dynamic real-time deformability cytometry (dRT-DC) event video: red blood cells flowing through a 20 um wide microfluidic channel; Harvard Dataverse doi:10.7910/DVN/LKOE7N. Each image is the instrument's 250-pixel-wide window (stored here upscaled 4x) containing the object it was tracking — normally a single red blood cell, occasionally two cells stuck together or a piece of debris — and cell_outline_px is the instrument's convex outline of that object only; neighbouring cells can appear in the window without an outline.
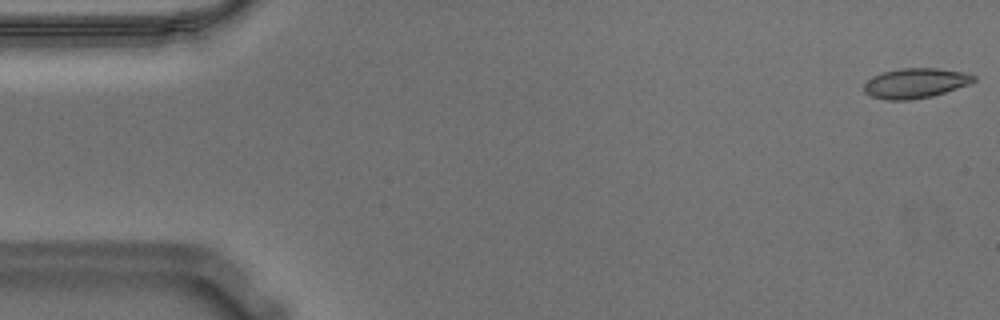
{"species": "Egyptian fruit bat (a non-hibernating species)", "species_latin": "Rousettus aegyptiacus", "temperature_condition": "warm", "stored_images_in_passage": 54, "camera_frame_rate_fps": 3000, "um_per_image_px": 0.085, "animal": {"sex": "male"}, "frame": {"image": 1, "passage_image": 1, "time_ms": 0.0, "image_size_px": [1000, 320], "cell_outline_px": [[976, 80], [972, 84], [932, 96], [908, 100], [884, 100], [872, 96], [864, 92], [864, 84], [872, 76], [880, 72], [900, 68], [940, 68], [964, 72], [976, 76]], "centroid_in_image_um": [77.83, 7.06], "position_along_channel_um": 7.2, "area_um2": 19.42}}
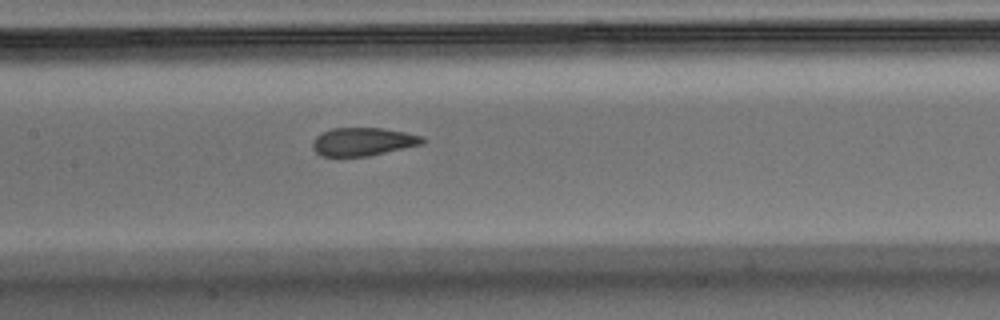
{"frame": {"image": 2, "passage_image": 26, "time_ms": 8.333, "image_size_px": [1000, 320], "cell_outline_px": [[424, 144], [368, 156], [320, 156], [312, 148], [312, 140], [316, 136], [332, 128], [380, 128], [404, 132], [424, 136]], "centroid_in_image_um": [30.85, 12.05], "position_along_channel_um": 176.6, "area_um2": 18.03}}
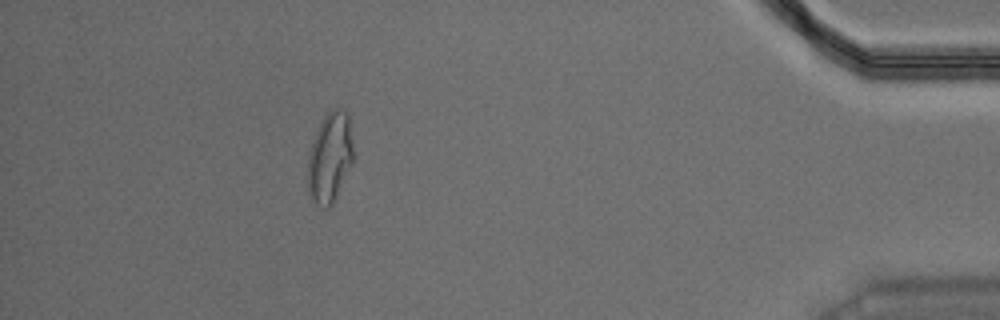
{"frame": {"image": 3, "passage_image": 50, "time_ms": 16.333, "image_size_px": [1000, 320], "cell_outline_px": [[352, 164], [332, 204], [328, 208], [324, 208], [316, 204], [308, 196], [308, 152], [316, 128], [324, 116], [332, 108], [340, 108], [348, 116], [352, 144]], "centroid_in_image_um": [28.0, 13.39], "position_along_channel_um": 407.2, "area_um2": 23.93}, "authors_computed_cell_mechanics": {"area_um2": 19.2474, "velocity_mm_per_s": 3.575, "shape_relaxation_time_tau1_ms": null, "shape_relaxation_time_tau2_ms": 1.2626, "deformation_change_tau1": null, "deformation_change_tau2": 0.046}}